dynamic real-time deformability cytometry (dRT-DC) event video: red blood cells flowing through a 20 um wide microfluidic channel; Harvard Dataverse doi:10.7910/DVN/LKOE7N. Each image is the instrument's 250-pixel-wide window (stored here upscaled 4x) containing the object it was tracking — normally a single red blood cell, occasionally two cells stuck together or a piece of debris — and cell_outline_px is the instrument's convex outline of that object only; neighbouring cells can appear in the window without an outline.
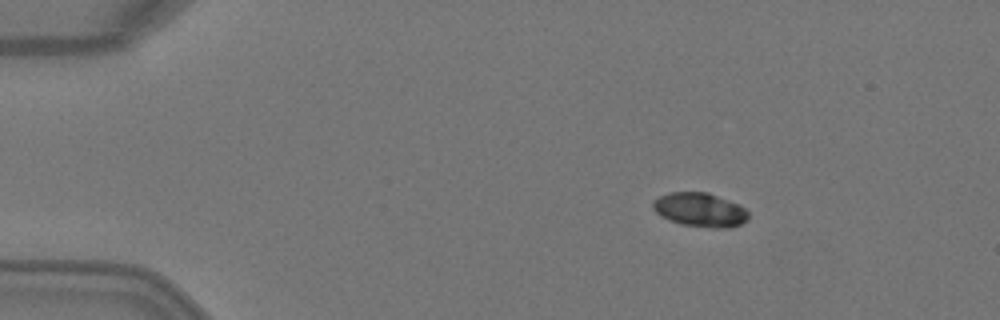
{"species": "Egyptian fruit bat (a non-hibernating species)", "species_latin": "Rousettus aegyptiacus", "temperature_condition": "warm", "stored_images_in_passage": 4, "camera_frame_rate_fps": 3000, "um_per_image_px": 0.085, "animal": {"sex": "female"}, "frame": {"image": 1, "passage_image": 2, "time_ms": 0.333, "image_size_px": [1000, 320], "cell_outline_px": [[748, 220], [740, 224], [728, 228], [708, 228], [680, 224], [668, 220], [660, 216], [652, 208], [652, 200], [660, 196], [672, 192], [708, 192], [740, 204], [748, 212]], "centroid_in_image_um": [59.49, 17.84], "position_along_channel_um": 25.5, "area_um2": 19.19}}